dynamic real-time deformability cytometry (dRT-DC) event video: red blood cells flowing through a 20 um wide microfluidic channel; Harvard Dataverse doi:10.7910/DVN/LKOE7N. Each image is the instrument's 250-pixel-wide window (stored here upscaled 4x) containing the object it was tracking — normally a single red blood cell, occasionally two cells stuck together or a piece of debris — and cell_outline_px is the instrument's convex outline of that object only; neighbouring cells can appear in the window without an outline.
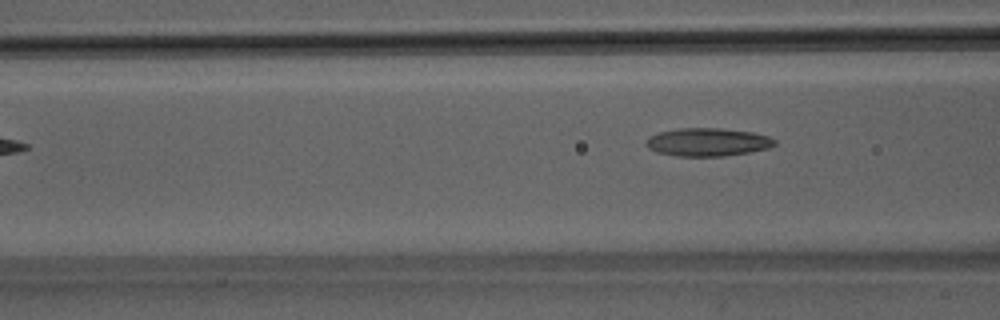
{"species": "Egyptian fruit bat (a non-hibernating species)", "species_latin": "Rousettus aegyptiacus", "temperature_condition": "room temperature", "stored_images_in_passage": 5, "camera_frame_rate_fps": 3000, "um_per_image_px": 0.085, "animal": {"sex": "male"}, "frame": {"image": 1, "passage_image": 5, "time_ms": 1.333, "image_size_px": [1000, 320], "cell_outline_px": [[776, 144], [768, 148], [748, 152], [724, 156], [676, 156], [656, 152], [648, 148], [644, 144], [648, 136], [660, 132], [676, 128], [720, 128], [752, 132], [768, 136], [776, 140]], "centroid_in_image_um": [60.11, 12.07], "position_along_channel_um": 106.5, "area_um2": 21.15}}